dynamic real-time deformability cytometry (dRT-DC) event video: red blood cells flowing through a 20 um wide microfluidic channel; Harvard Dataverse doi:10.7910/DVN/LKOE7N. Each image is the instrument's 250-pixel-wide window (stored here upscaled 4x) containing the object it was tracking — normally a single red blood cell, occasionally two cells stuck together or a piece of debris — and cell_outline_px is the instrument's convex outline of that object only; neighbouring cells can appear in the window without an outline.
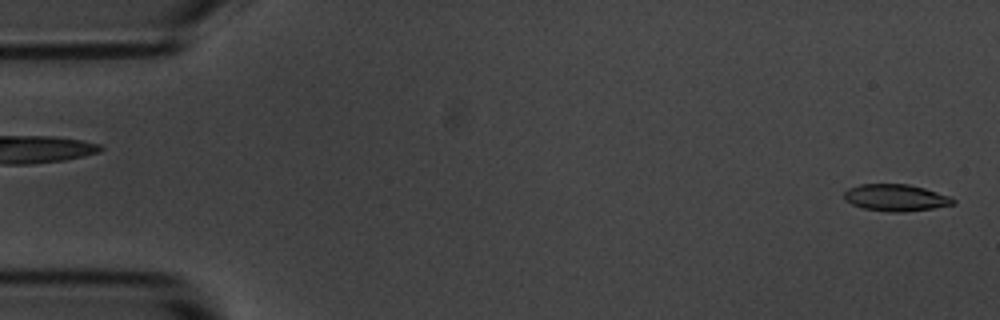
{"species": "common noctule bat (a hibernating species)", "species_latin": "Nyctalus noctula", "temperature_condition": "room temperature", "stored_images_in_passage": 55, "camera_frame_rate_fps": 3000, "um_per_image_px": 0.085, "animal": {"sex": "male", "body_mass_g": 20.1, "forearm_length_mm": 53.5}, "frame": {"image": 1, "passage_image": 2, "time_ms": 0.333, "image_size_px": [1000, 320], "cell_outline_px": [[956, 204], [932, 208], [900, 212], [892, 212], [864, 208], [852, 204], [844, 200], [844, 192], [848, 188], [860, 184], [908, 184], [924, 188], [952, 196], [956, 200]], "centroid_in_image_um": [76.16, 16.79], "position_along_channel_um": 8.8, "area_um2": 17.05}}
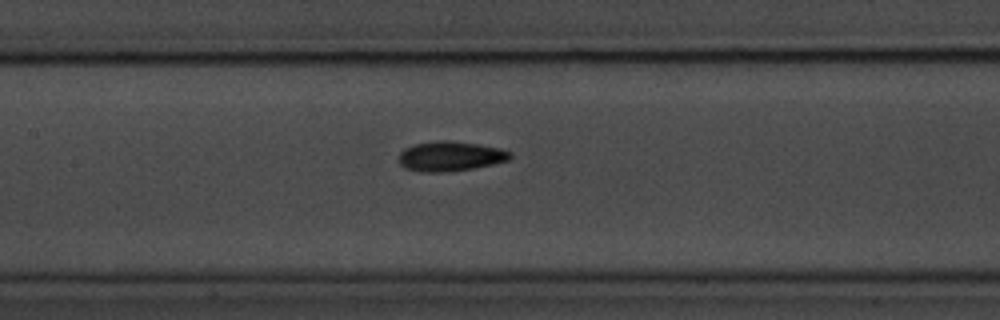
{"frame": {"image": 2, "passage_image": 26, "time_ms": 8.333, "image_size_px": [1000, 320], "cell_outline_px": [[512, 156], [508, 160], [492, 164], [472, 168], [448, 172], [420, 172], [404, 168], [400, 164], [400, 152], [404, 148], [416, 144], [440, 140], [448, 140], [480, 144], [500, 148], [508, 152]], "centroid_in_image_um": [38.25, 13.28], "position_along_channel_um": 169.1, "area_um2": 19.25}}
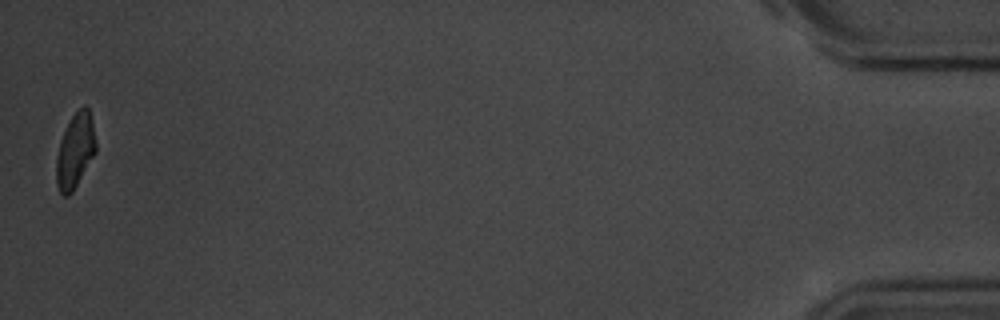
{"frame": {"image": 3, "passage_image": 55, "time_ms": 18.0, "image_size_px": [1000, 320], "cell_outline_px": [[96, 152], [72, 192], [68, 196], [64, 196], [60, 192], [56, 184], [56, 160], [60, 140], [72, 116], [84, 104], [88, 108], [92, 120], [96, 144]], "centroid_in_image_um": [6.39, 12.83], "position_along_channel_um": 428.8, "area_um2": 16.99}, "authors_computed_cell_mechanics": {"area_um2": 18.0336, "velocity_mm_per_s": 3.6619, "shape_relaxation_time_tau1_ms": 3.1681, "shape_relaxation_time_tau2_ms": 6.1546, "deformation_change_tau1": 0.1289, "deformation_change_tau2": 0.0965}}